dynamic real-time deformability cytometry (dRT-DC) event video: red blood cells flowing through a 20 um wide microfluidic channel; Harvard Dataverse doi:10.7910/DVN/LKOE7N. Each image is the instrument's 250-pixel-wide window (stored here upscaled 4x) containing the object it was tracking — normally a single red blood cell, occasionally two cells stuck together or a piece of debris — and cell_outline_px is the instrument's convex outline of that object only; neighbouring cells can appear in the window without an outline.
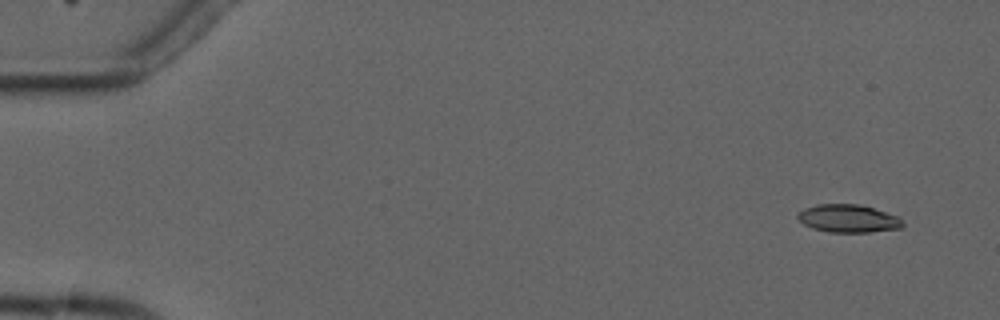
{"species": "common noctule bat (a hibernating species)", "species_latin": "Nyctalus noctula", "temperature_condition": "cold", "stored_images_in_passage": 5, "camera_frame_rate_fps": 3000, "um_per_image_px": 0.085, "animal": {"sex": "male", "forearm_length_mm": 52.5}, "frame": {"image": 1, "passage_image": 1, "time_ms": 0.0, "image_size_px": [1000, 320], "cell_outline_px": [[904, 224], [900, 228], [868, 232], [828, 232], [812, 228], [804, 224], [796, 216], [804, 208], [816, 204], [856, 204], [872, 208], [900, 216]], "centroid_in_image_um": [72.1, 18.57], "position_along_channel_um": 12.9, "area_um2": 16.99}}